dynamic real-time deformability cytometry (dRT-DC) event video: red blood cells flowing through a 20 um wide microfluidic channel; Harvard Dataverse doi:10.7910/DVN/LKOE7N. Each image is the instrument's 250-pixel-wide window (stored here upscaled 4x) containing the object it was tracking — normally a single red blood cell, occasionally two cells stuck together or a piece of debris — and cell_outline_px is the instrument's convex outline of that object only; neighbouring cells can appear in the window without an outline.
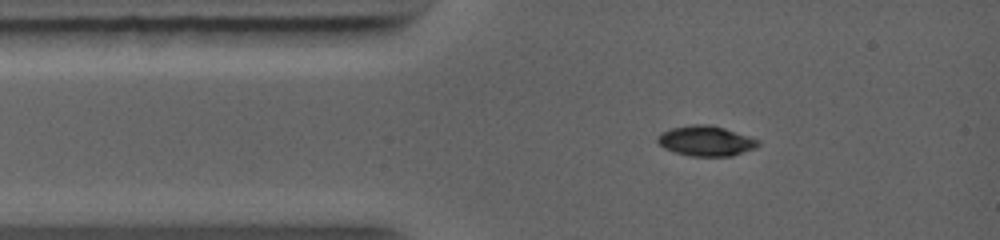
{"species": "common noctule bat (a hibernating species)", "species_latin": "Nyctalus noctula", "temperature_condition": "warm", "stored_images_in_passage": 39, "camera_frame_rate_fps": 5000, "um_per_image_px": 0.085, "animal": {"sex": "female", "body_mass_g": 19.0, "forearm_length_mm": 56.7}, "frame": {"image": 1, "passage_image": 1, "time_ms": 0.0, "image_size_px": [1000, 240], "cell_outline_px": [[760, 144], [756, 148], [732, 156], [688, 156], [664, 148], [656, 140], [656, 136], [660, 132], [672, 128], [692, 124], [708, 124], [724, 128], [760, 140]], "centroid_in_image_um": [59.99, 11.98], "position_along_channel_um": 25.0, "area_um2": 17.74}}
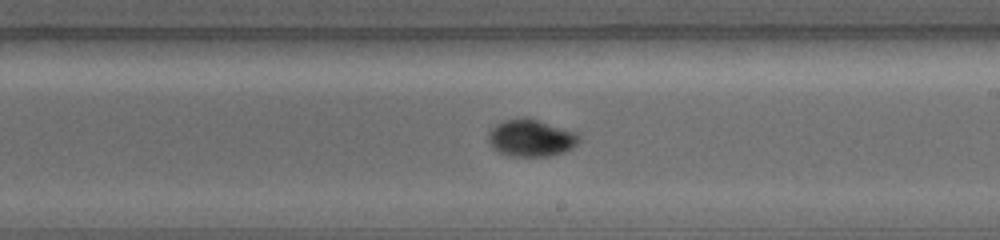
{"frame": {"image": 2, "passage_image": 17, "time_ms": 5.0, "image_size_px": [1000, 240], "cell_outline_px": [[580, 140], [572, 148], [564, 152], [548, 156], [508, 156], [492, 148], [488, 140], [488, 132], [496, 124], [504, 120], [524, 116], [528, 116], [580, 132]], "centroid_in_image_um": [45.17, 11.7], "position_along_channel_um": 243.8, "area_um2": 20.17}}
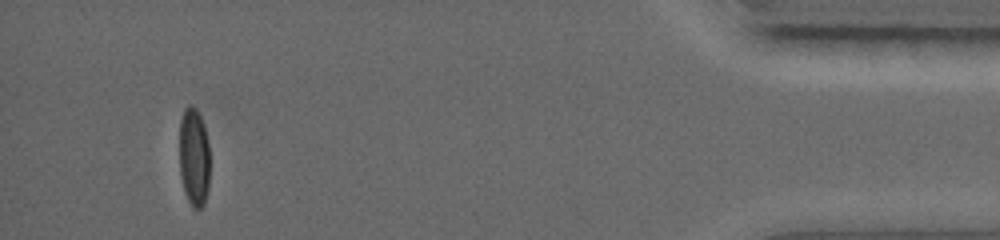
{"frame": {"image": 3, "passage_image": 34, "time_ms": 10.4, "image_size_px": [1000, 240], "cell_outline_px": [[208, 188], [204, 204], [200, 208], [192, 208], [184, 192], [180, 176], [180, 120], [184, 108], [188, 104], [192, 104], [196, 108], [204, 124], [208, 140]], "centroid_in_image_um": [16.47, 13.32], "position_along_channel_um": 418.7, "area_um2": 17.57}}